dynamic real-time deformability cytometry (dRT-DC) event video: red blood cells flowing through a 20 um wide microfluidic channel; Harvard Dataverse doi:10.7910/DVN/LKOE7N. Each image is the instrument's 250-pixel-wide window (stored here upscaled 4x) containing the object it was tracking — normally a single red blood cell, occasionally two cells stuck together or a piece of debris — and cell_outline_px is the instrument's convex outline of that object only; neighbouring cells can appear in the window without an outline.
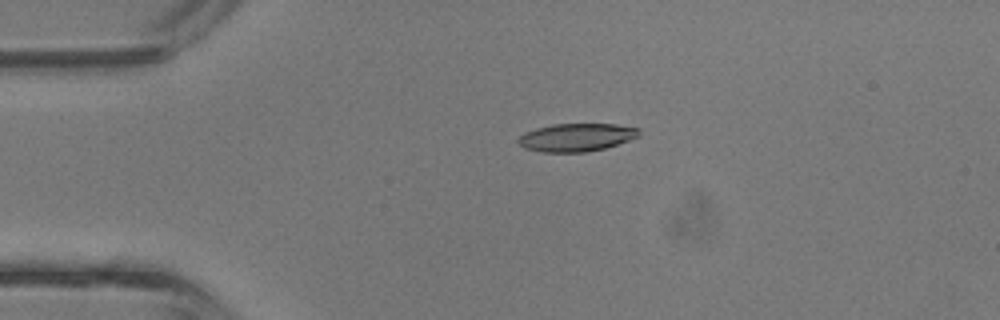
{"species": "common noctule bat (a hibernating species)", "species_latin": "Nyctalus noctula", "temperature_condition": "room temperature", "stored_images_in_passage": 1, "camera_frame_rate_fps": 3000, "um_per_image_px": 0.085, "animal": {"sex": "male", "body_mass_g": 13.3}, "frame": {"image": 1, "passage_image": 1, "time_ms": 0.0, "image_size_px": [1000, 320], "cell_outline_px": [[640, 136], [604, 148], [588, 152], [540, 152], [524, 148], [516, 140], [520, 136], [536, 128], [552, 124], [616, 124], [640, 128]], "centroid_in_image_um": [49.01, 11.67], "position_along_channel_um": 36.0, "area_um2": 19.65}}